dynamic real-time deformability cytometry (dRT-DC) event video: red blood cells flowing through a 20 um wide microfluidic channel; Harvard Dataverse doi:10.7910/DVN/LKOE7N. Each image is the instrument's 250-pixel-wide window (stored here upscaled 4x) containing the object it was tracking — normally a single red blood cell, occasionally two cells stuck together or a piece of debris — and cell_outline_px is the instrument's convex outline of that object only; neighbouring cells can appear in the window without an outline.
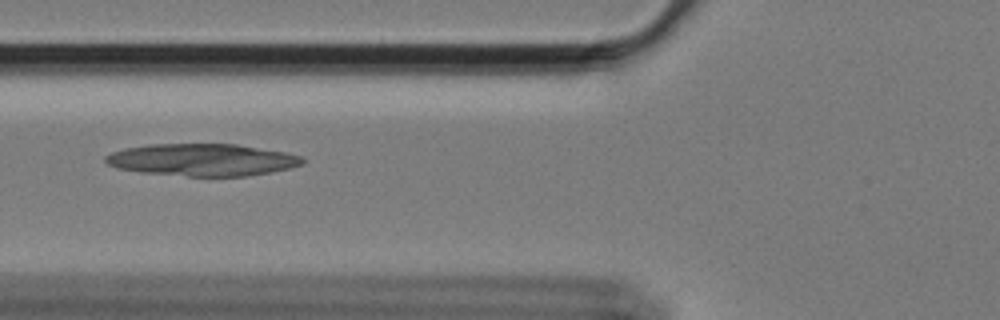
{"species": "Egyptian fruit bat (a non-hibernating species)", "species_latin": "Rousettus aegyptiacus", "temperature_condition": "cold", "stored_images_in_passage": 21, "camera_frame_rate_fps": 3000, "um_per_image_px": 0.085, "animal": {"sex": "female"}, "frame": {"image": 1, "passage_image": 4, "time_ms": 1.0, "image_size_px": [1000, 320], "cell_outline_px": [[304, 160], [300, 164], [288, 168], [268, 172], [244, 176], [188, 176], [144, 172], [120, 168], [108, 164], [104, 160], [104, 156], [112, 152], [124, 148], [148, 144], [236, 144], [284, 152], [300, 156]], "centroid_in_image_um": [17.14, 13.57], "position_along_channel_um": 108.7, "area_um2": 36.41}}
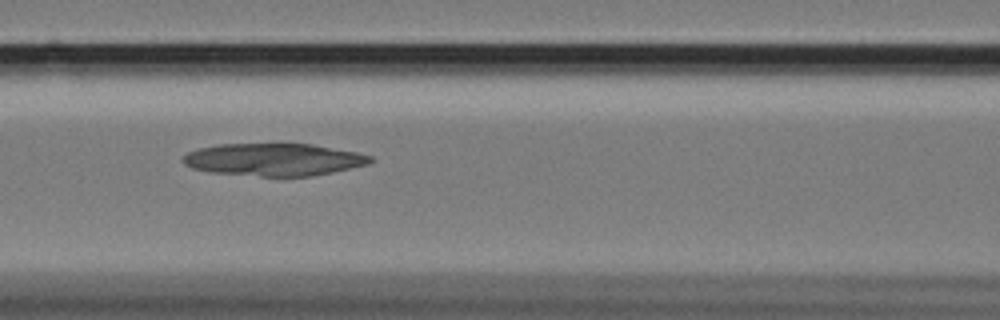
{"frame": {"image": 2, "passage_image": 7, "time_ms": 2.0, "image_size_px": [1000, 320], "cell_outline_px": [[372, 160], [368, 164], [332, 172], [312, 176], [260, 176], [212, 172], [192, 168], [184, 164], [184, 156], [188, 152], [200, 148], [220, 144], [312, 144], [356, 152], [372, 156]], "centroid_in_image_um": [23.28, 13.56], "position_along_channel_um": 143.3, "area_um2": 35.03}}